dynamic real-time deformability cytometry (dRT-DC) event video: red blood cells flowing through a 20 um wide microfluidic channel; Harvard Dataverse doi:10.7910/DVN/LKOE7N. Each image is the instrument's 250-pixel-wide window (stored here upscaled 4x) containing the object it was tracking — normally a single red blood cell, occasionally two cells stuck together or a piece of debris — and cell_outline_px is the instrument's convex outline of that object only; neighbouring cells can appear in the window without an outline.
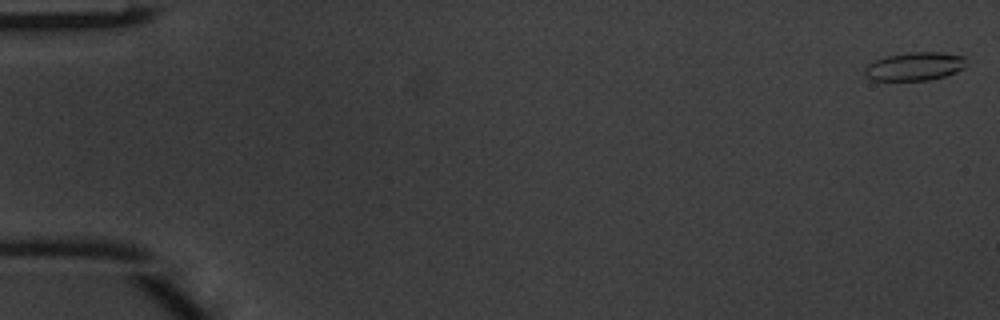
{"species": "common noctule bat (a hibernating species)", "species_latin": "Nyctalus noctula", "temperature_condition": "warm", "stored_images_in_passage": 7, "camera_frame_rate_fps": 3000, "um_per_image_px": 0.085, "animal": {"sex": "male", "body_mass_g": 20.1, "forearm_length_mm": 53.5}, "frame": {"image": 1, "passage_image": 1, "time_ms": 0.0, "image_size_px": [1000, 320], "cell_outline_px": [[964, 68], [956, 72], [932, 80], [872, 80], [864, 72], [864, 68], [868, 64], [876, 60], [888, 56], [912, 52], [940, 52], [964, 56]], "centroid_in_image_um": [77.76, 5.64], "position_along_channel_um": 7.2, "area_um2": 16.53}}